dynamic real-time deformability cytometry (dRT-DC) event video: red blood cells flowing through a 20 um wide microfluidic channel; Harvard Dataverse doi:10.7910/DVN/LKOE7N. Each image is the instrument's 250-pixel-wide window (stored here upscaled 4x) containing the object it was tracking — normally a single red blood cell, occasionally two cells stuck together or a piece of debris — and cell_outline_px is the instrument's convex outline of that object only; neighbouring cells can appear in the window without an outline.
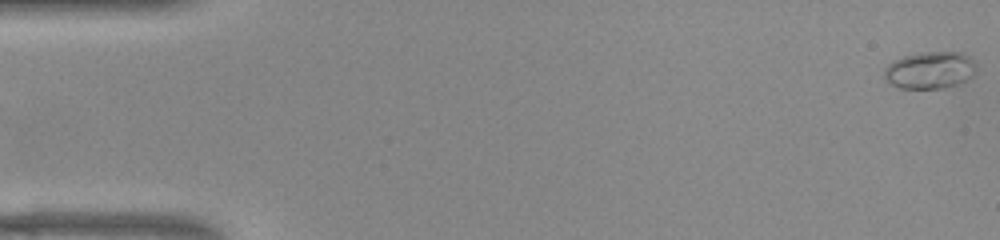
{"species": "common noctule bat (a hibernating species)", "species_latin": "Nyctalus noctula", "temperature_condition": "warm", "stored_images_in_passage": 52, "camera_frame_rate_fps": 3000, "um_per_image_px": 0.085, "animal": {"sex": "female", "body_mass_g": 22.0, "forearm_length_mm": 56.7}, "frame": {"image": 1, "passage_image": 1, "time_ms": 0.0, "image_size_px": [1000, 240], "cell_outline_px": [[976, 72], [972, 76], [956, 84], [944, 88], [900, 88], [892, 84], [884, 76], [884, 68], [892, 60], [904, 56], [924, 52], [960, 52], [968, 56], [976, 64]], "centroid_in_image_um": [79.04, 5.95], "position_along_channel_um": 6.0, "area_um2": 19.77}}
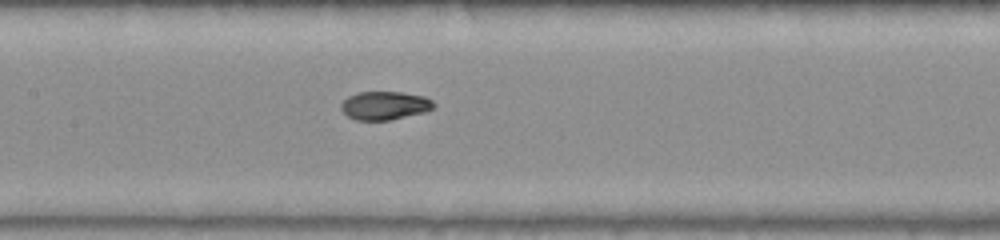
{"frame": {"image": 2, "passage_image": 25, "time_ms": 8.0, "image_size_px": [1000, 240], "cell_outline_px": [[436, 108], [424, 112], [388, 120], [356, 120], [348, 116], [340, 108], [340, 104], [348, 96], [356, 92], [400, 92], [424, 96], [432, 100], [436, 104]], "centroid_in_image_um": [32.71, 8.96], "position_along_channel_um": 174.7, "area_um2": 15.37}}
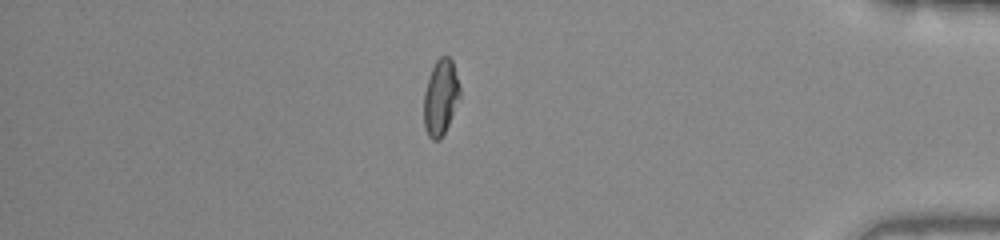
{"frame": {"image": 3, "passage_image": 45, "time_ms": 14.667, "image_size_px": [1000, 240], "cell_outline_px": [[460, 96], [448, 124], [440, 140], [432, 140], [428, 136], [424, 128], [424, 92], [432, 68], [436, 60], [440, 56], [448, 56], [452, 60], [460, 84]], "centroid_in_image_um": [37.45, 8.27], "position_along_channel_um": 397.8, "area_um2": 15.84}, "authors_computed_cell_mechanics": {"area_um2": 16.0106, "velocity_mm_per_s": 3.9207, "shape_relaxation_time_tau1_ms": 7.6413, "shape_relaxation_time_tau2_ms": 1.181, "deformation_change_tau1": 0.2603, "deformation_change_tau2": 0.0469}}